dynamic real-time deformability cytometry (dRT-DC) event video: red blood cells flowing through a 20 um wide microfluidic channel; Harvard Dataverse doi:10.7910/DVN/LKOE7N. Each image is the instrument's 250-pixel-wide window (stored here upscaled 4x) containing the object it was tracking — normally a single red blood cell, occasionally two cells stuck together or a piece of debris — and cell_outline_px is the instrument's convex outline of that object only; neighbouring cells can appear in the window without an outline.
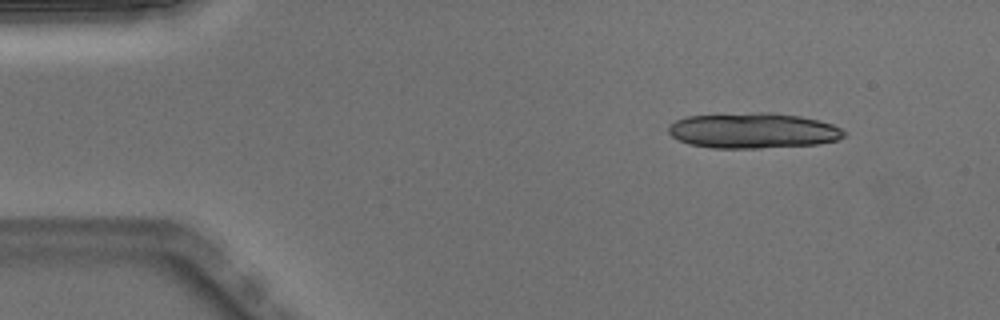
{"species": "Egyptian fruit bat (a non-hibernating species)", "species_latin": "Rousettus aegyptiacus", "temperature_condition": "warm", "stored_images_in_passage": 16, "segment_of_instrument_passage": [1, 2], "camera_frame_rate_fps": 3000, "um_per_image_px": 0.085, "animal": {"sex": "male"}, "frame": {"image": 1, "passage_image": 1, "time_ms": 0.0, "image_size_px": [1000, 320], "cell_outline_px": [[848, 136], [836, 140], [820, 144], [760, 148], [712, 148], [688, 144], [672, 136], [668, 132], [668, 124], [684, 116], [756, 112], [772, 112], [800, 116], [820, 120], [832, 124], [848, 132]], "centroid_in_image_um": [64.04, 11.1], "position_along_channel_um": 21.0, "area_um2": 36.76}}